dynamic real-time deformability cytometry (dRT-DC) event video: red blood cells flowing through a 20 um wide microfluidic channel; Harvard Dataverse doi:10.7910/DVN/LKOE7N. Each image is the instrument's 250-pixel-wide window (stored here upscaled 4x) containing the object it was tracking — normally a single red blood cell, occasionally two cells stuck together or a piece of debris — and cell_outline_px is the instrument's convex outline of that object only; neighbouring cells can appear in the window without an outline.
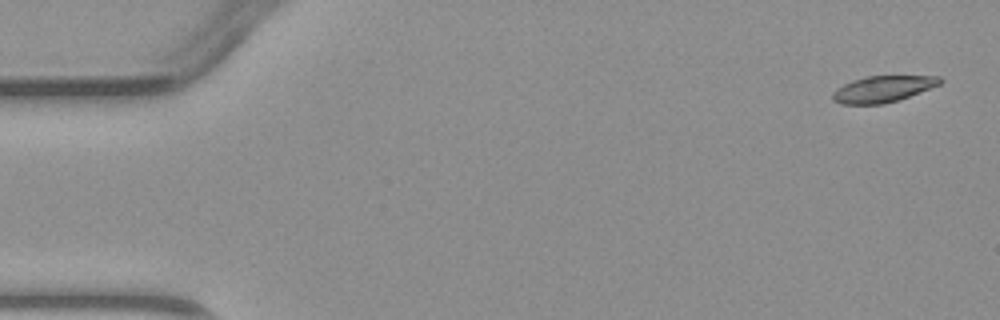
{"species": "common noctule bat (a hibernating species)", "species_latin": "Nyctalus noctula", "temperature_condition": "warm", "stored_images_in_passage": 5, "camera_frame_rate_fps": 3000, "um_per_image_px": 0.085, "animal": {"sex": "male", "body_mass_g": 23.1, "forearm_length_mm": 52.7}, "frame": {"image": 1, "passage_image": 1, "time_ms": 0.0, "image_size_px": [1000, 320], "cell_outline_px": [[944, 80], [940, 84], [908, 96], [884, 104], [840, 104], [832, 100], [832, 92], [836, 88], [852, 80], [868, 76], [940, 76]], "centroid_in_image_um": [75.0, 7.56], "position_along_channel_um": 10.0, "area_um2": 16.36}}
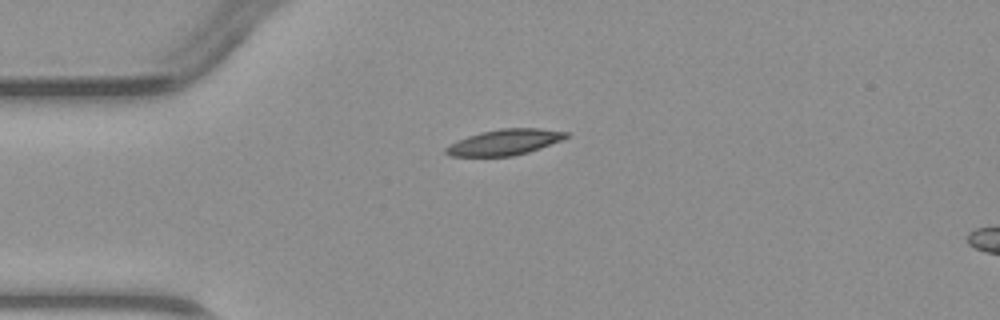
{"frame": {"image": 2, "passage_image": 4, "time_ms": 3.333, "image_size_px": [1000, 320], "cell_outline_px": [[568, 136], [560, 140], [540, 148], [528, 152], [512, 156], [452, 156], [444, 152], [444, 148], [468, 136], [480, 132], [500, 128], [540, 128], [568, 132]], "centroid_in_image_um": [42.9, 12.08], "position_along_channel_um": 42.1, "area_um2": 17.8}}